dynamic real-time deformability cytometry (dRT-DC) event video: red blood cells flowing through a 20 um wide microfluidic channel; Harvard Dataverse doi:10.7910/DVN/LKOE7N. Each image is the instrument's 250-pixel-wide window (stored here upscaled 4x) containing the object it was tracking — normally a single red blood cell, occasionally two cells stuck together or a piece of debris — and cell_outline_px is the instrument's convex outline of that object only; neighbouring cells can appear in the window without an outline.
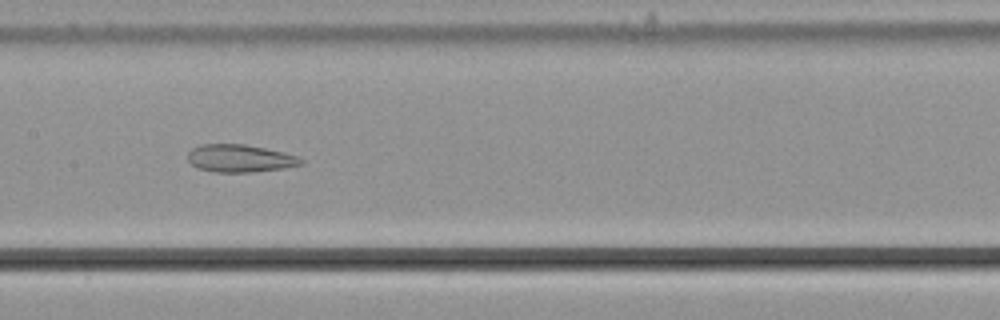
{"species": "common noctule bat (a hibernating species)", "species_latin": "Nyctalus noctula", "temperature_condition": "cold", "stored_images_in_passage": 53, "camera_frame_rate_fps": 3000, "um_per_image_px": 0.085, "animal": {"sex": "male", "body_mass_g": 21.5, "forearm_length_mm": 52.0}, "frame": {"image": 1, "passage_image": 27, "time_ms": 8.667, "image_size_px": [1000, 320], "cell_outline_px": [[304, 164], [284, 168], [252, 172], [216, 172], [200, 168], [192, 164], [188, 160], [188, 152], [192, 148], [200, 144], [244, 144], [284, 152], [296, 156], [304, 160]], "centroid_in_image_um": [20.41, 13.45], "position_along_channel_um": 187.0, "area_um2": 18.15}}
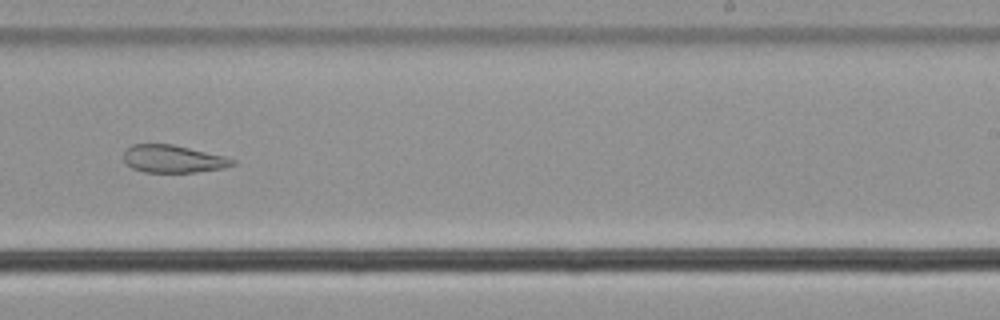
{"frame": {"image": 2, "passage_image": 34, "time_ms": 11.0, "image_size_px": [1000, 320], "cell_outline_px": [[236, 164], [224, 168], [196, 172], [144, 172], [132, 168], [124, 160], [124, 152], [132, 144], [172, 144], [224, 156], [236, 160]], "centroid_in_image_um": [14.73, 13.51], "position_along_channel_um": 274.3, "area_um2": 17.4}}
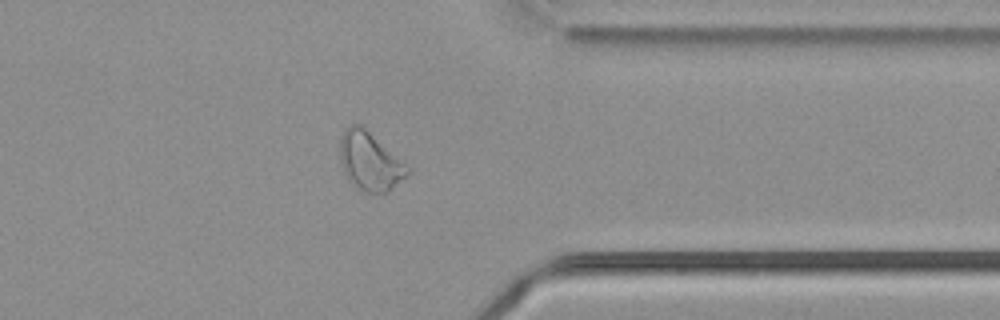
{"frame": {"image": 3, "passage_image": 43, "time_ms": 14.0, "image_size_px": [1000, 320], "cell_outline_px": [[412, 172], [388, 192], [364, 192], [356, 188], [352, 184], [344, 172], [340, 160], [340, 140], [344, 132], [352, 124], [360, 124], [412, 168]], "centroid_in_image_um": [31.48, 13.74], "position_along_channel_um": 379.9, "area_um2": 22.95}, "authors_computed_cell_mechanics": {"area_um2": 23.5824, "velocity_mm_per_s": 3.7533, "shape_relaxation_time_tau1_ms": null, "shape_relaxation_time_tau2_ms": 4.2943, "deformation_change_tau1": null, "deformation_change_tau2": 0.1259}}